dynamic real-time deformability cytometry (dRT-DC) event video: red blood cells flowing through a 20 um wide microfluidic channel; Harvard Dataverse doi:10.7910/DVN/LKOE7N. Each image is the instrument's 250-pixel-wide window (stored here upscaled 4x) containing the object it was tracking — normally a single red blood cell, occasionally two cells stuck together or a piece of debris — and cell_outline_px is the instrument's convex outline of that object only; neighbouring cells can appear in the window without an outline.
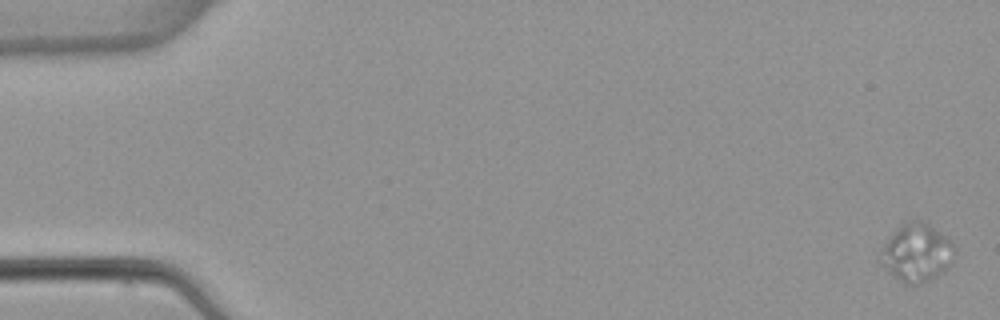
{"species": "common noctule bat (a hibernating species)", "species_latin": "Nyctalus noctula", "temperature_condition": "warm", "stored_images_in_passage": 5, "camera_frame_rate_fps": 3000, "um_per_image_px": 0.085, "animal": {"sex": "female", "body_mass_g": 22.7, "forearm_length_mm": 54.2}, "frame": {"image": 1, "passage_image": 1, "time_ms": 0.0, "image_size_px": [1000, 320], "cell_outline_px": [[956, 248], [948, 268], [944, 272], [920, 284], [904, 284], [880, 264], [880, 248], [896, 228], [904, 220], [920, 220], [928, 224], [944, 236]], "centroid_in_image_um": [77.87, 21.47], "position_along_channel_um": 7.1, "area_um2": 24.97}}
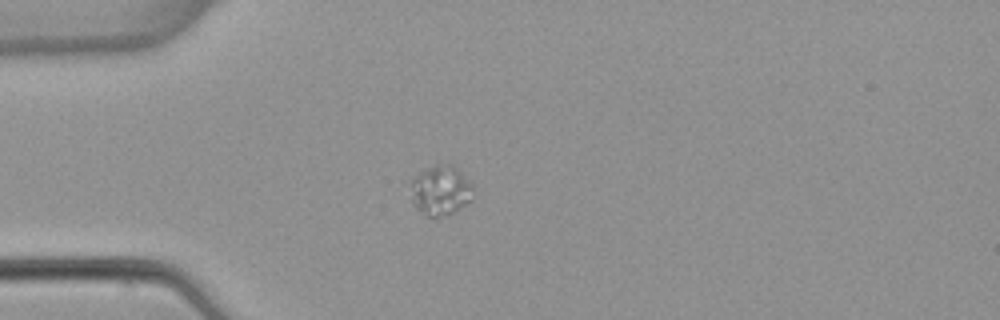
{"frame": {"image": 2, "passage_image": 5, "time_ms": 4.667, "image_size_px": [1000, 320], "cell_outline_px": [[472, 200], [456, 212], [432, 220], [416, 208], [412, 204], [412, 180], [420, 172], [436, 164], [452, 164], [472, 184]], "centroid_in_image_um": [37.46, 16.23], "position_along_channel_um": 47.5, "area_um2": 18.26}}